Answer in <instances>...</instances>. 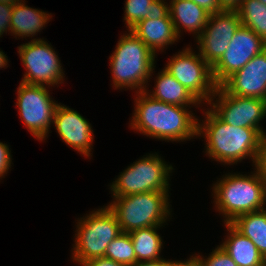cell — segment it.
Wrapping results in <instances>:
<instances>
[{
  "instance_id": "6da1fadb",
  "label": "cell",
  "mask_w": 266,
  "mask_h": 266,
  "mask_svg": "<svg viewBox=\"0 0 266 266\" xmlns=\"http://www.w3.org/2000/svg\"><path fill=\"white\" fill-rule=\"evenodd\" d=\"M131 129L150 138L183 142L197 136L198 117L191 107L171 105L149 96L146 91L136 92Z\"/></svg>"
},
{
  "instance_id": "7a4b0ae2",
  "label": "cell",
  "mask_w": 266,
  "mask_h": 266,
  "mask_svg": "<svg viewBox=\"0 0 266 266\" xmlns=\"http://www.w3.org/2000/svg\"><path fill=\"white\" fill-rule=\"evenodd\" d=\"M204 114L202 123L198 119L197 136L206 139V155L223 165H234L249 157L254 166L265 133L255 128L227 124L209 108Z\"/></svg>"
},
{
  "instance_id": "3957f363",
  "label": "cell",
  "mask_w": 266,
  "mask_h": 266,
  "mask_svg": "<svg viewBox=\"0 0 266 266\" xmlns=\"http://www.w3.org/2000/svg\"><path fill=\"white\" fill-rule=\"evenodd\" d=\"M252 175L228 173L213 184L214 206L225 223L238 216L262 210L266 204V183L257 171Z\"/></svg>"
},
{
  "instance_id": "277c9868",
  "label": "cell",
  "mask_w": 266,
  "mask_h": 266,
  "mask_svg": "<svg viewBox=\"0 0 266 266\" xmlns=\"http://www.w3.org/2000/svg\"><path fill=\"white\" fill-rule=\"evenodd\" d=\"M155 57L131 30L121 35L109 58L114 89L145 91L155 69Z\"/></svg>"
},
{
  "instance_id": "5b68a950",
  "label": "cell",
  "mask_w": 266,
  "mask_h": 266,
  "mask_svg": "<svg viewBox=\"0 0 266 266\" xmlns=\"http://www.w3.org/2000/svg\"><path fill=\"white\" fill-rule=\"evenodd\" d=\"M169 191H156L113 197L107 204L115 214L123 233L163 226L171 215Z\"/></svg>"
},
{
  "instance_id": "8992f818",
  "label": "cell",
  "mask_w": 266,
  "mask_h": 266,
  "mask_svg": "<svg viewBox=\"0 0 266 266\" xmlns=\"http://www.w3.org/2000/svg\"><path fill=\"white\" fill-rule=\"evenodd\" d=\"M76 228L72 259L78 264L104 257L110 242L123 233L117 217L108 206L81 217Z\"/></svg>"
},
{
  "instance_id": "52a82bcc",
  "label": "cell",
  "mask_w": 266,
  "mask_h": 266,
  "mask_svg": "<svg viewBox=\"0 0 266 266\" xmlns=\"http://www.w3.org/2000/svg\"><path fill=\"white\" fill-rule=\"evenodd\" d=\"M174 168L155 152L133 162L110 185L113 197L169 191L170 173Z\"/></svg>"
},
{
  "instance_id": "ba28073f",
  "label": "cell",
  "mask_w": 266,
  "mask_h": 266,
  "mask_svg": "<svg viewBox=\"0 0 266 266\" xmlns=\"http://www.w3.org/2000/svg\"><path fill=\"white\" fill-rule=\"evenodd\" d=\"M196 54L191 46L174 54L164 69L190 91L202 104L208 103L217 85L212 76V67ZM204 101V102H203Z\"/></svg>"
},
{
  "instance_id": "9c48e42d",
  "label": "cell",
  "mask_w": 266,
  "mask_h": 266,
  "mask_svg": "<svg viewBox=\"0 0 266 266\" xmlns=\"http://www.w3.org/2000/svg\"><path fill=\"white\" fill-rule=\"evenodd\" d=\"M18 53L26 70L21 82L50 87L65 80L61 61L51 43L44 38L21 44Z\"/></svg>"
},
{
  "instance_id": "30bf717a",
  "label": "cell",
  "mask_w": 266,
  "mask_h": 266,
  "mask_svg": "<svg viewBox=\"0 0 266 266\" xmlns=\"http://www.w3.org/2000/svg\"><path fill=\"white\" fill-rule=\"evenodd\" d=\"M57 105L46 86L20 82L16 107L28 132L37 140L43 141L48 137Z\"/></svg>"
},
{
  "instance_id": "8fae6325",
  "label": "cell",
  "mask_w": 266,
  "mask_h": 266,
  "mask_svg": "<svg viewBox=\"0 0 266 266\" xmlns=\"http://www.w3.org/2000/svg\"><path fill=\"white\" fill-rule=\"evenodd\" d=\"M208 104L223 122L234 127L259 129L262 133H266L260 125L264 117L266 118V100L231 95L221 86H217Z\"/></svg>"
},
{
  "instance_id": "7c38bea8",
  "label": "cell",
  "mask_w": 266,
  "mask_h": 266,
  "mask_svg": "<svg viewBox=\"0 0 266 266\" xmlns=\"http://www.w3.org/2000/svg\"><path fill=\"white\" fill-rule=\"evenodd\" d=\"M266 49V42L250 28L240 25L230 44L212 67V76L217 86L243 68L254 56Z\"/></svg>"
},
{
  "instance_id": "4fadbf2b",
  "label": "cell",
  "mask_w": 266,
  "mask_h": 266,
  "mask_svg": "<svg viewBox=\"0 0 266 266\" xmlns=\"http://www.w3.org/2000/svg\"><path fill=\"white\" fill-rule=\"evenodd\" d=\"M241 25L237 11L212 13L203 32L196 38L200 56L213 67L227 50Z\"/></svg>"
},
{
  "instance_id": "5bb4252c",
  "label": "cell",
  "mask_w": 266,
  "mask_h": 266,
  "mask_svg": "<svg viewBox=\"0 0 266 266\" xmlns=\"http://www.w3.org/2000/svg\"><path fill=\"white\" fill-rule=\"evenodd\" d=\"M53 124L65 144L86 158L91 155L93 129L89 121L78 111L59 103L55 109Z\"/></svg>"
},
{
  "instance_id": "9a60e30c",
  "label": "cell",
  "mask_w": 266,
  "mask_h": 266,
  "mask_svg": "<svg viewBox=\"0 0 266 266\" xmlns=\"http://www.w3.org/2000/svg\"><path fill=\"white\" fill-rule=\"evenodd\" d=\"M220 86L231 95L266 100V49Z\"/></svg>"
},
{
  "instance_id": "2e32d148",
  "label": "cell",
  "mask_w": 266,
  "mask_h": 266,
  "mask_svg": "<svg viewBox=\"0 0 266 266\" xmlns=\"http://www.w3.org/2000/svg\"><path fill=\"white\" fill-rule=\"evenodd\" d=\"M131 31L155 54L159 50L163 52L167 45H173L180 38L166 8L154 18L142 19Z\"/></svg>"
},
{
  "instance_id": "e0dca14e",
  "label": "cell",
  "mask_w": 266,
  "mask_h": 266,
  "mask_svg": "<svg viewBox=\"0 0 266 266\" xmlns=\"http://www.w3.org/2000/svg\"><path fill=\"white\" fill-rule=\"evenodd\" d=\"M169 3L166 2L165 7L170 14L177 35L180 37L182 29L197 38L203 32L210 13L192 0H170Z\"/></svg>"
},
{
  "instance_id": "ac0fdd59",
  "label": "cell",
  "mask_w": 266,
  "mask_h": 266,
  "mask_svg": "<svg viewBox=\"0 0 266 266\" xmlns=\"http://www.w3.org/2000/svg\"><path fill=\"white\" fill-rule=\"evenodd\" d=\"M224 226L228 235L220 246L238 266H266L263 255L248 237L231 223H225Z\"/></svg>"
},
{
  "instance_id": "d6986e66",
  "label": "cell",
  "mask_w": 266,
  "mask_h": 266,
  "mask_svg": "<svg viewBox=\"0 0 266 266\" xmlns=\"http://www.w3.org/2000/svg\"><path fill=\"white\" fill-rule=\"evenodd\" d=\"M155 88L149 93L150 90H145L147 94L156 100L183 107L198 108L202 103L181 83H179L170 73L162 69L156 76ZM189 105V106H188Z\"/></svg>"
},
{
  "instance_id": "ffe728a7",
  "label": "cell",
  "mask_w": 266,
  "mask_h": 266,
  "mask_svg": "<svg viewBox=\"0 0 266 266\" xmlns=\"http://www.w3.org/2000/svg\"><path fill=\"white\" fill-rule=\"evenodd\" d=\"M52 18L51 13L34 9L26 5L25 0L13 5L11 20V34L18 39L35 37Z\"/></svg>"
},
{
  "instance_id": "44dd1931",
  "label": "cell",
  "mask_w": 266,
  "mask_h": 266,
  "mask_svg": "<svg viewBox=\"0 0 266 266\" xmlns=\"http://www.w3.org/2000/svg\"><path fill=\"white\" fill-rule=\"evenodd\" d=\"M161 226H151L129 232L137 262L166 260L161 258L163 239L157 233Z\"/></svg>"
},
{
  "instance_id": "7402d4cb",
  "label": "cell",
  "mask_w": 266,
  "mask_h": 266,
  "mask_svg": "<svg viewBox=\"0 0 266 266\" xmlns=\"http://www.w3.org/2000/svg\"><path fill=\"white\" fill-rule=\"evenodd\" d=\"M231 224L266 255V208L240 215Z\"/></svg>"
},
{
  "instance_id": "603a6c76",
  "label": "cell",
  "mask_w": 266,
  "mask_h": 266,
  "mask_svg": "<svg viewBox=\"0 0 266 266\" xmlns=\"http://www.w3.org/2000/svg\"><path fill=\"white\" fill-rule=\"evenodd\" d=\"M164 0H126L124 20L127 30H131L142 19L154 18L166 7Z\"/></svg>"
},
{
  "instance_id": "cb8c5ba5",
  "label": "cell",
  "mask_w": 266,
  "mask_h": 266,
  "mask_svg": "<svg viewBox=\"0 0 266 266\" xmlns=\"http://www.w3.org/2000/svg\"><path fill=\"white\" fill-rule=\"evenodd\" d=\"M237 12L241 24L250 28L266 42V5L259 0H242Z\"/></svg>"
},
{
  "instance_id": "d4e9b609",
  "label": "cell",
  "mask_w": 266,
  "mask_h": 266,
  "mask_svg": "<svg viewBox=\"0 0 266 266\" xmlns=\"http://www.w3.org/2000/svg\"><path fill=\"white\" fill-rule=\"evenodd\" d=\"M104 257L112 259L124 266H132L136 263V256L132 239L129 233H121L110 242Z\"/></svg>"
},
{
  "instance_id": "484cf974",
  "label": "cell",
  "mask_w": 266,
  "mask_h": 266,
  "mask_svg": "<svg viewBox=\"0 0 266 266\" xmlns=\"http://www.w3.org/2000/svg\"><path fill=\"white\" fill-rule=\"evenodd\" d=\"M190 257L198 266H238L233 259L218 245L207 258L193 254Z\"/></svg>"
},
{
  "instance_id": "4316f807",
  "label": "cell",
  "mask_w": 266,
  "mask_h": 266,
  "mask_svg": "<svg viewBox=\"0 0 266 266\" xmlns=\"http://www.w3.org/2000/svg\"><path fill=\"white\" fill-rule=\"evenodd\" d=\"M254 166L261 179L266 183V133L262 136Z\"/></svg>"
},
{
  "instance_id": "83f0119b",
  "label": "cell",
  "mask_w": 266,
  "mask_h": 266,
  "mask_svg": "<svg viewBox=\"0 0 266 266\" xmlns=\"http://www.w3.org/2000/svg\"><path fill=\"white\" fill-rule=\"evenodd\" d=\"M13 12V5L0 3V37L4 32L11 33V16Z\"/></svg>"
},
{
  "instance_id": "f1b7e54d",
  "label": "cell",
  "mask_w": 266,
  "mask_h": 266,
  "mask_svg": "<svg viewBox=\"0 0 266 266\" xmlns=\"http://www.w3.org/2000/svg\"><path fill=\"white\" fill-rule=\"evenodd\" d=\"M12 164V155L9 145L0 142V179L8 173Z\"/></svg>"
},
{
  "instance_id": "f546056e",
  "label": "cell",
  "mask_w": 266,
  "mask_h": 266,
  "mask_svg": "<svg viewBox=\"0 0 266 266\" xmlns=\"http://www.w3.org/2000/svg\"><path fill=\"white\" fill-rule=\"evenodd\" d=\"M80 266H124L123 264L117 263L116 261L106 258L97 257L79 264Z\"/></svg>"
},
{
  "instance_id": "4dcf8cb0",
  "label": "cell",
  "mask_w": 266,
  "mask_h": 266,
  "mask_svg": "<svg viewBox=\"0 0 266 266\" xmlns=\"http://www.w3.org/2000/svg\"><path fill=\"white\" fill-rule=\"evenodd\" d=\"M200 7L204 8L208 13H218L223 11L218 3V0H192Z\"/></svg>"
},
{
  "instance_id": "1f68e13d",
  "label": "cell",
  "mask_w": 266,
  "mask_h": 266,
  "mask_svg": "<svg viewBox=\"0 0 266 266\" xmlns=\"http://www.w3.org/2000/svg\"><path fill=\"white\" fill-rule=\"evenodd\" d=\"M222 10L237 11L242 4V0H218Z\"/></svg>"
},
{
  "instance_id": "d6a6232c",
  "label": "cell",
  "mask_w": 266,
  "mask_h": 266,
  "mask_svg": "<svg viewBox=\"0 0 266 266\" xmlns=\"http://www.w3.org/2000/svg\"><path fill=\"white\" fill-rule=\"evenodd\" d=\"M175 261L171 260H155V261H147V262H137L132 266H172Z\"/></svg>"
},
{
  "instance_id": "836d02e7",
  "label": "cell",
  "mask_w": 266,
  "mask_h": 266,
  "mask_svg": "<svg viewBox=\"0 0 266 266\" xmlns=\"http://www.w3.org/2000/svg\"><path fill=\"white\" fill-rule=\"evenodd\" d=\"M172 266H198L196 264V262L192 259V258H189L187 259L186 261H175Z\"/></svg>"
},
{
  "instance_id": "e575fe53",
  "label": "cell",
  "mask_w": 266,
  "mask_h": 266,
  "mask_svg": "<svg viewBox=\"0 0 266 266\" xmlns=\"http://www.w3.org/2000/svg\"><path fill=\"white\" fill-rule=\"evenodd\" d=\"M8 57L6 54L0 49V68L2 69L3 67L7 68L8 66Z\"/></svg>"
},
{
  "instance_id": "d590c367",
  "label": "cell",
  "mask_w": 266,
  "mask_h": 266,
  "mask_svg": "<svg viewBox=\"0 0 266 266\" xmlns=\"http://www.w3.org/2000/svg\"><path fill=\"white\" fill-rule=\"evenodd\" d=\"M24 0H0V3H5V4H9V5H15L18 4L20 2H22Z\"/></svg>"
},
{
  "instance_id": "8d00e7d4",
  "label": "cell",
  "mask_w": 266,
  "mask_h": 266,
  "mask_svg": "<svg viewBox=\"0 0 266 266\" xmlns=\"http://www.w3.org/2000/svg\"><path fill=\"white\" fill-rule=\"evenodd\" d=\"M259 1L266 5V0H259Z\"/></svg>"
}]
</instances>
